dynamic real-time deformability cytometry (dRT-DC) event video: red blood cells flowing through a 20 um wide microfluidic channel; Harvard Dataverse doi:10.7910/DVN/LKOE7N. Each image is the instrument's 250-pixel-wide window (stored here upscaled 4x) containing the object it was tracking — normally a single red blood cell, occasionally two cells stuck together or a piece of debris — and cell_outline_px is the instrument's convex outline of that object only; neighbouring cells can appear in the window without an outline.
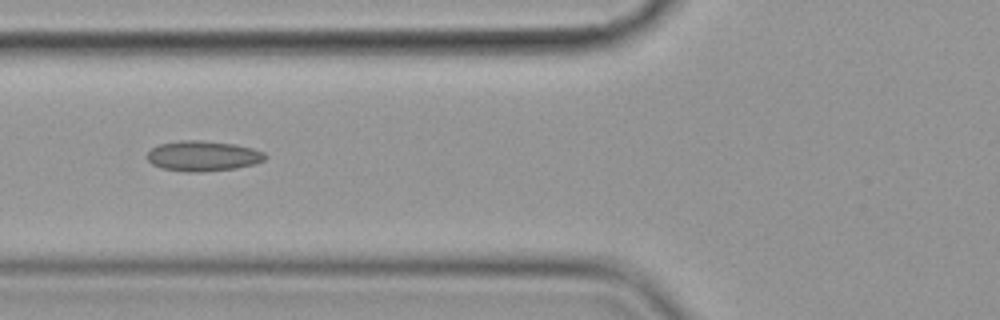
{"species": "common noctule bat (a hibernating species)", "species_latin": "Nyctalus noctula", "temperature_condition": "cold", "stored_images_in_passage": 8, "camera_frame_rate_fps": 3000, "um_per_image_px": 0.085, "animal": {"sex": "female", "body_mass_g": 19.9}, "frame": {"image": 1, "passage_image": 6, "time_ms": 6.0, "image_size_px": [1000, 320], "cell_outline_px": [[268, 156], [264, 160], [256, 164], [236, 168], [200, 172], [188, 172], [160, 168], [152, 164], [144, 156], [152, 148], [160, 144], [180, 140], [204, 140], [236, 144], [252, 148], [264, 152]], "centroid_in_image_um": [17.25, 13.25], "position_along_channel_um": 108.5, "area_um2": 21.1}}
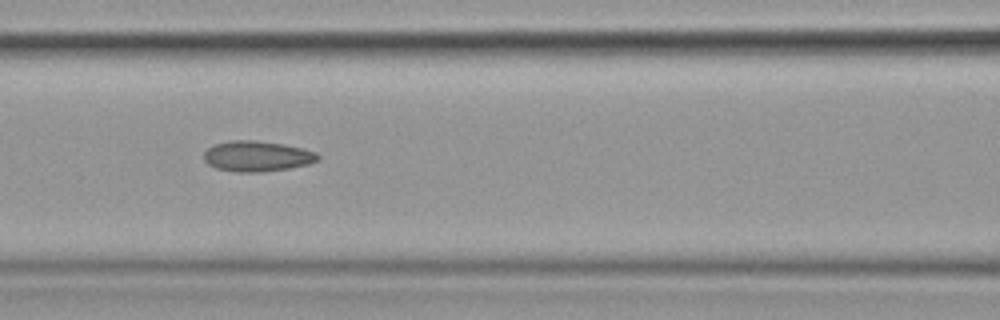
{"frame": {"image": 2, "passage_image": 7, "time_ms": 7.0, "image_size_px": [1000, 320], "cell_outline_px": [[320, 160], [308, 164], [288, 168], [260, 172], [236, 172], [216, 168], [208, 164], [204, 160], [204, 152], [208, 148], [216, 144], [232, 140], [256, 140], [280, 144], [300, 148], [316, 152], [320, 156]], "centroid_in_image_um": [21.84, 13.28], "position_along_channel_um": 144.8, "area_um2": 20.11}}
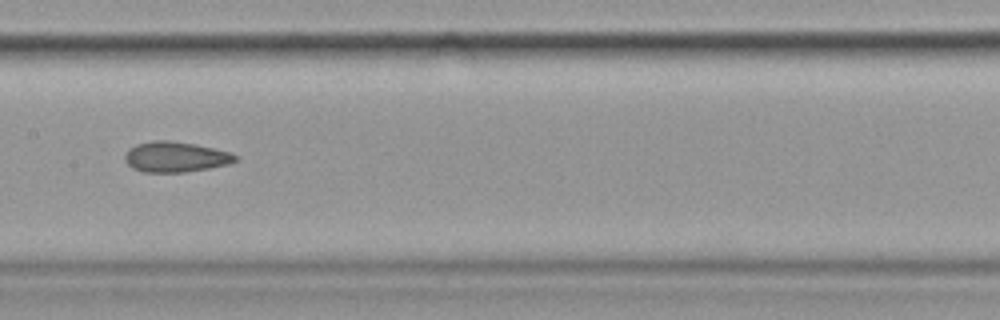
{"frame": {"image": 3, "passage_image": 8, "time_ms": 8.333, "image_size_px": [1000, 320], "cell_outline_px": [[236, 160], [228, 164], [208, 168], [184, 172], [144, 172], [132, 168], [124, 160], [124, 156], [128, 148], [136, 144], [152, 140], [168, 140], [192, 144], [212, 148], [228, 152], [236, 156]], "centroid_in_image_um": [14.84, 13.33], "position_along_channel_um": 192.6, "area_um2": 19.36}}